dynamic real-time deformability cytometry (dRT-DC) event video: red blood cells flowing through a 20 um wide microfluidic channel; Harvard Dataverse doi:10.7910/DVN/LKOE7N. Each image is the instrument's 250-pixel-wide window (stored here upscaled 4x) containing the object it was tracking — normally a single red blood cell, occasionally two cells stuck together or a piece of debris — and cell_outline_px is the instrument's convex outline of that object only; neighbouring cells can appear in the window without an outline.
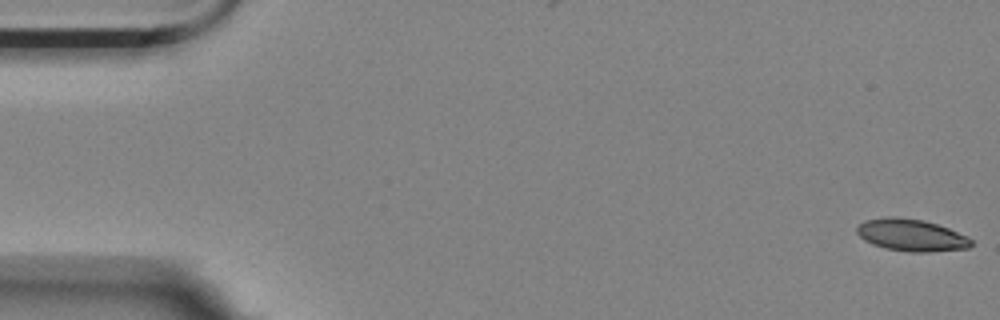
{"species": "Egyptian fruit bat (a non-hibernating species)", "species_latin": "Rousettus aegyptiacus", "temperature_condition": "room temperature", "stored_images_in_passage": 57, "camera_frame_rate_fps": 3000, "um_per_image_px": 0.085, "animal": {"sex": "female"}, "frame": {"image": 1, "passage_image": 1, "time_ms": 0.0, "image_size_px": [1000, 320], "cell_outline_px": [[972, 244], [968, 248], [928, 252], [908, 252], [884, 248], [872, 244], [864, 240], [856, 232], [856, 228], [864, 220], [888, 216], [896, 216], [924, 220], [948, 228], [968, 236], [972, 240]], "centroid_in_image_um": [77.44, 19.98], "position_along_channel_um": 7.6, "area_um2": 21.5}}
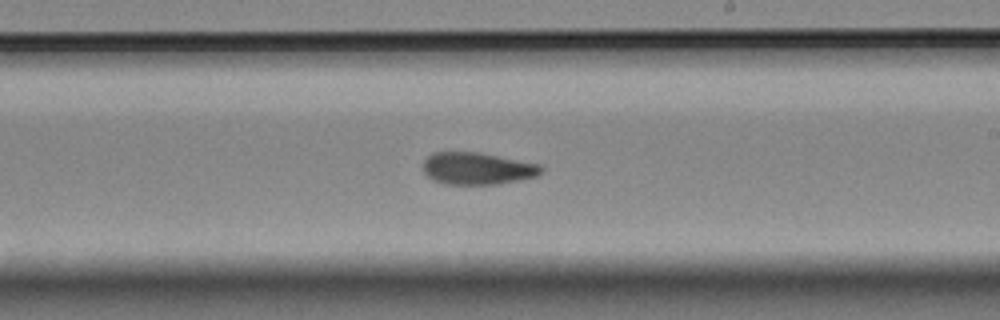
{"frame": {"image": 2, "passage_image": 33, "time_ms": 10.667, "image_size_px": [1000, 320], "cell_outline_px": [[544, 168], [536, 176], [496, 184], [444, 184], [432, 180], [424, 172], [424, 160], [432, 152], [480, 152], [540, 164]], "centroid_in_image_um": [40.55, 14.31], "position_along_channel_um": 248.5, "area_um2": 22.02}}
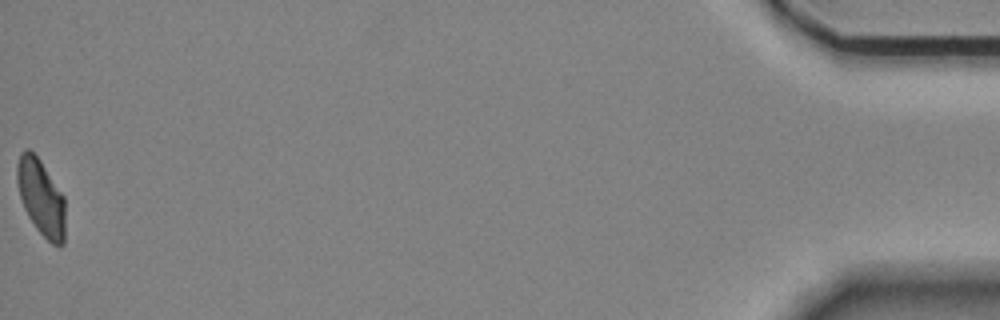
{"frame": {"image": 3, "passage_image": 57, "time_ms": 18.667, "image_size_px": [1000, 320], "cell_outline_px": [[64, 244], [60, 248], [52, 244], [36, 228], [28, 216], [24, 208], [20, 196], [16, 180], [16, 164], [20, 152], [24, 148], [28, 148], [40, 160], [64, 196]], "centroid_in_image_um": [3.47, 16.77], "position_along_channel_um": 431.7, "area_um2": 21.44}, "authors_computed_cell_mechanics": {"area_um2": 22.0218, "velocity_mm_per_s": 3.5025, "shape_relaxation_time_tau1_ms": null, "shape_relaxation_time_tau2_ms": 6.5237, "deformation_change_tau1": null, "deformation_change_tau2": 0.1022}}